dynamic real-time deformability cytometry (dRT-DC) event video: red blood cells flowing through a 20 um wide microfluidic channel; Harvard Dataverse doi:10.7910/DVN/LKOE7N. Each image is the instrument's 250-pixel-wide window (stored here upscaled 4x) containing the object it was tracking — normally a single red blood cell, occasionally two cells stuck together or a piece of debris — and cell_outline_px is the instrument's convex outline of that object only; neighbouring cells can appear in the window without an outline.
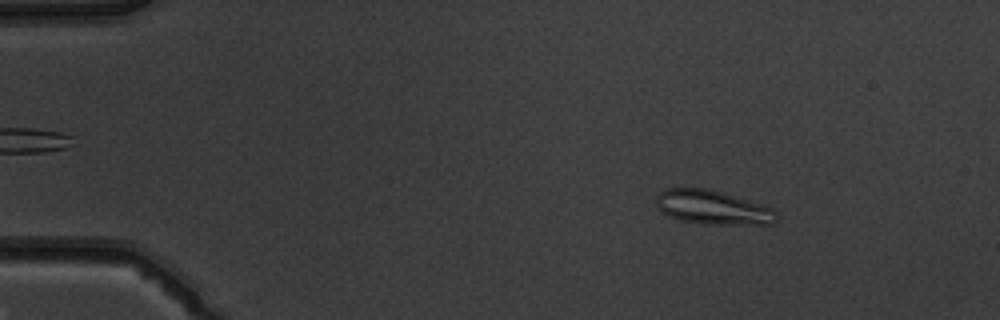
{"species": "common noctule bat (a hibernating species)", "species_latin": "Nyctalus noctula", "temperature_condition": "warm", "stored_images_in_passage": 52, "camera_frame_rate_fps": 3000, "um_per_image_px": 0.085, "animal": {"sex": "male", "body_mass_g": 19.5, "forearm_length_mm": 54.6}, "frame": {"image": 1, "passage_image": 8, "time_ms": 2.333, "image_size_px": [1000, 320], "cell_outline_px": [[780, 216], [772, 224], [704, 224], [680, 220], [668, 216], [656, 204], [656, 196], [664, 188], [708, 188], [764, 204], [772, 208]], "centroid_in_image_um": [60.61, 17.62], "position_along_channel_um": 24.4, "area_um2": 24.04}}
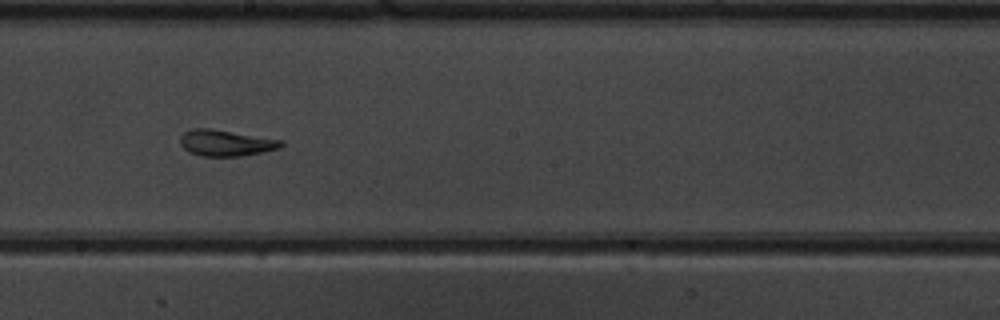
{"frame": {"image": 2, "passage_image": 30, "time_ms": 9.667, "image_size_px": [1000, 320], "cell_outline_px": [[284, 144], [280, 148], [240, 156], [200, 156], [188, 152], [180, 144], [180, 136], [184, 132], [192, 128], [208, 128], [284, 140]], "centroid_in_image_um": [19.17, 12.15], "position_along_channel_um": 229.0, "area_um2": 15.37}}
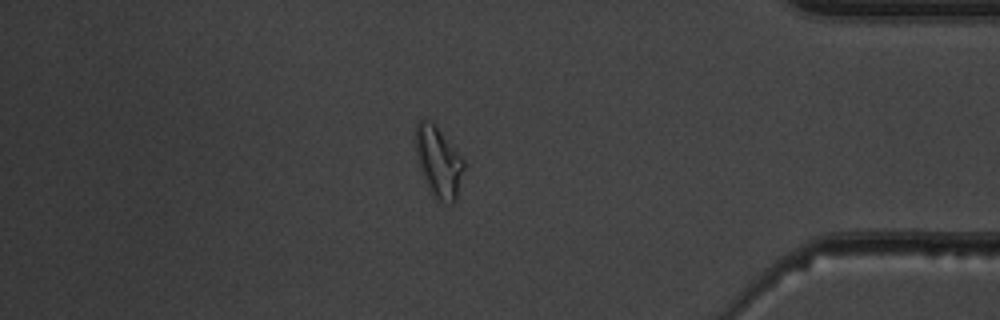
{"frame": {"image": 3, "passage_image": 45, "time_ms": 14.667, "image_size_px": [1000, 320], "cell_outline_px": [[464, 168], [456, 200], [452, 204], [436, 200], [428, 188], [420, 168], [416, 152], [416, 124], [420, 120], [428, 120], [440, 132], [464, 160]], "centroid_in_image_um": [37.28, 13.82], "position_along_channel_um": 397.9, "area_um2": 19.25}, "authors_computed_cell_mechanics": {"area_um2": 18.4671, "velocity_mm_per_s": 3.9362, "shape_relaxation_time_tau1_ms": 7.8158, "shape_relaxation_time_tau2_ms": 1.6178, "deformation_change_tau1": 0.2281, "deformation_change_tau2": 0.0969}}